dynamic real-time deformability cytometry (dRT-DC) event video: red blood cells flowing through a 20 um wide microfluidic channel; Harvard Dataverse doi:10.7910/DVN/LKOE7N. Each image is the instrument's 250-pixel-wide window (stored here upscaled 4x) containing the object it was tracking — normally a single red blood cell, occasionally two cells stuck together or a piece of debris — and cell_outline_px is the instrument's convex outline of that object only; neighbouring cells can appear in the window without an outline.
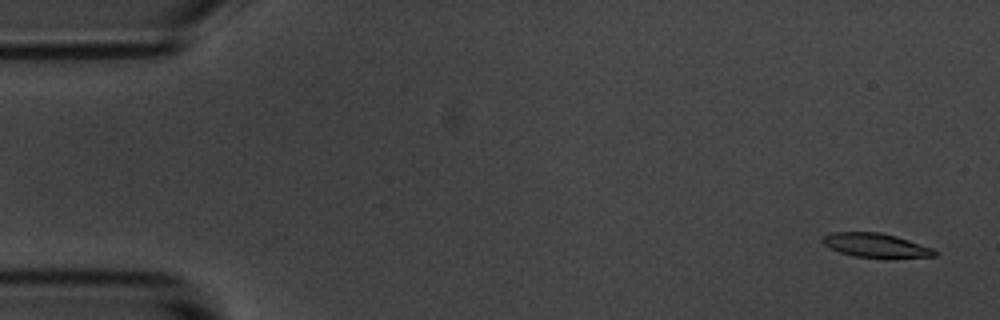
{"species": "common noctule bat (a hibernating species)", "species_latin": "Nyctalus noctula", "temperature_condition": "room temperature", "stored_images_in_passage": 16, "camera_frame_rate_fps": 3000, "um_per_image_px": 0.085, "animal": {"sex": "male", "body_mass_g": 20.1, "forearm_length_mm": 53.5}, "frame": {"image": 1, "passage_image": 3, "time_ms": 0.667, "image_size_px": [1000, 320], "cell_outline_px": [[936, 256], [852, 256], [840, 252], [824, 244], [820, 240], [824, 236], [832, 232], [880, 232], [896, 236], [932, 248], [936, 252]], "centroid_in_image_um": [74.36, 20.81], "position_along_channel_um": 10.6, "area_um2": 14.97}}
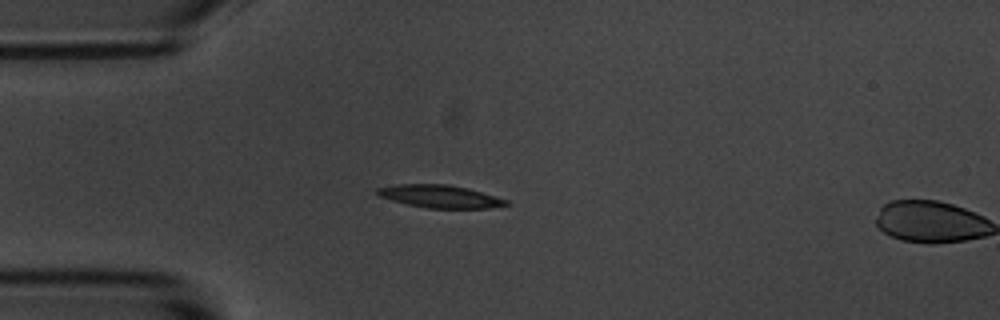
{"frame": {"image": 2, "passage_image": 15, "time_ms": 4.667, "image_size_px": [1000, 320], "cell_outline_px": [[508, 204], [488, 208], [428, 208], [408, 204], [376, 196], [376, 188], [396, 184], [448, 184], [468, 188], [508, 200]], "centroid_in_image_um": [37.35, 16.68], "position_along_channel_um": 47.7, "area_um2": 16.99}}